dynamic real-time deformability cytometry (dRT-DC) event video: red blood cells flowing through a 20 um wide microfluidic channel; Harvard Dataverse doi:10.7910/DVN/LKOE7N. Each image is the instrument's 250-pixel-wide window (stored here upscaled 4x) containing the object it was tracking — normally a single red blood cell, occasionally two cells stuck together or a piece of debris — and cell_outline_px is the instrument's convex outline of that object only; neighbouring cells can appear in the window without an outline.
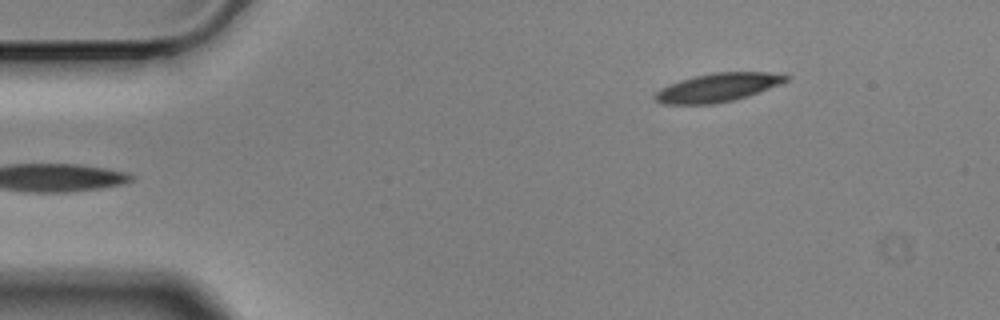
{"species": "Egyptian fruit bat (a non-hibernating species)", "species_latin": "Rousettus aegyptiacus", "temperature_condition": "cold", "stored_images_in_passage": 4, "camera_frame_rate_fps": 3000, "um_per_image_px": 0.085, "animal": {"sex": "male"}, "frame": {"image": 1, "passage_image": 4, "time_ms": 1.0, "image_size_px": [1000, 320], "cell_outline_px": [[788, 80], [780, 84], [748, 96], [716, 104], [664, 104], [656, 100], [652, 96], [660, 88], [680, 80], [692, 76], [712, 72], [768, 72], [788, 76]], "centroid_in_image_um": [60.97, 7.44], "position_along_channel_um": 24.0, "area_um2": 21.73}}